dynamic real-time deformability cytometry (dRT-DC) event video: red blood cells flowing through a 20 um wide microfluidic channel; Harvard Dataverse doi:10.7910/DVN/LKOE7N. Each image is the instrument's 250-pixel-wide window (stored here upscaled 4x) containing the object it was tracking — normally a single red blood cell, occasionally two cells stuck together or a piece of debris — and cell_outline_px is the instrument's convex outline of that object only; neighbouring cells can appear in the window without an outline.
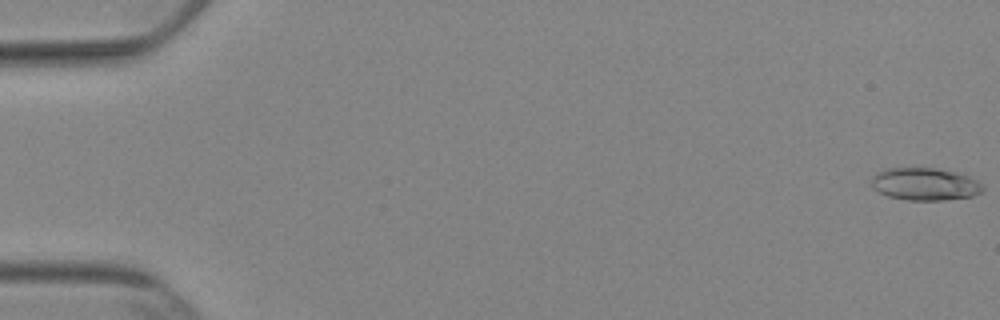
{"species": "Egyptian fruit bat (a non-hibernating species)", "species_latin": "Rousettus aegyptiacus", "temperature_condition": "cold", "stored_images_in_passage": 53, "camera_frame_rate_fps": 3000, "um_per_image_px": 0.085, "animal": {"sex": "female"}, "frame": {"image": 1, "passage_image": 1, "time_ms": 0.0, "image_size_px": [1000, 320], "cell_outline_px": [[984, 192], [972, 196], [944, 200], [908, 200], [888, 196], [872, 188], [872, 176], [876, 172], [884, 168], [936, 168], [964, 172], [976, 180], [984, 188]], "centroid_in_image_um": [78.65, 15.63], "position_along_channel_um": 6.4, "area_um2": 21.44}}
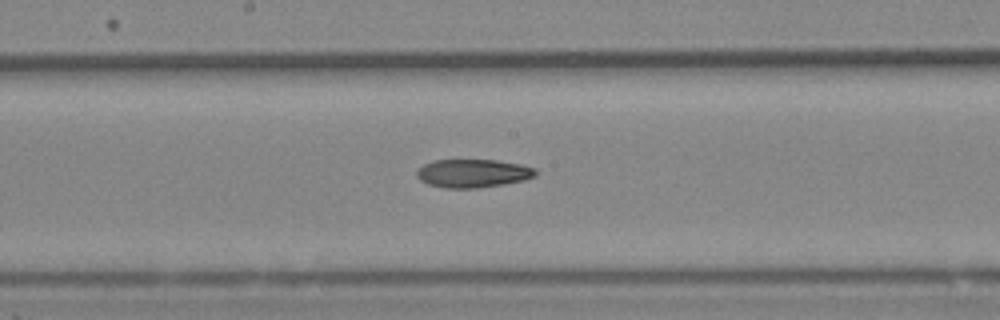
{"frame": {"image": 2, "passage_image": 29, "time_ms": 9.333, "image_size_px": [1000, 320], "cell_outline_px": [[536, 176], [524, 180], [504, 184], [476, 188], [444, 188], [428, 184], [420, 180], [416, 176], [416, 168], [432, 160], [496, 160], [520, 164], [536, 168]], "centroid_in_image_um": [40.17, 14.73], "position_along_channel_um": 208.0, "area_um2": 19.77}}
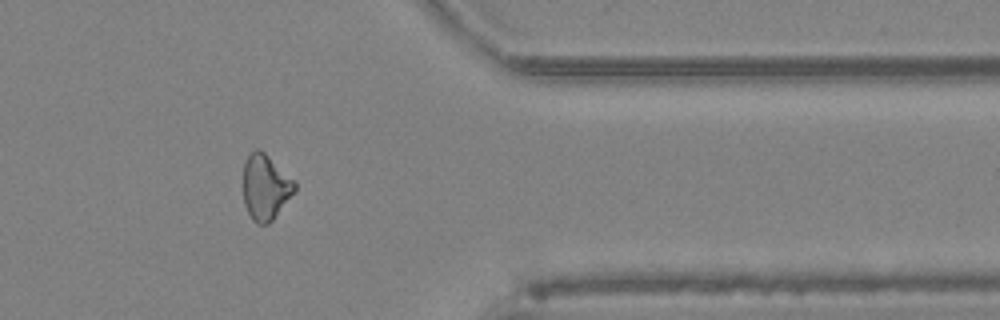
{"frame": {"image": 3, "passage_image": 44, "time_ms": 14.333, "image_size_px": [1000, 320], "cell_outline_px": [[296, 188], [272, 220], [268, 224], [256, 224], [252, 220], [244, 204], [244, 164], [248, 156], [256, 148], [260, 148], [296, 180]], "centroid_in_image_um": [22.57, 15.89], "position_along_channel_um": 388.8, "area_um2": 19.54}, "authors_computed_cell_mechanics": {"area_um2": 20.2878, "velocity_mm_per_s": 3.8858, "shape_relaxation_time_tau1_ms": null, "shape_relaxation_time_tau2_ms": 10.0848, "deformation_change_tau1": null, "deformation_change_tau2": 0.198}}